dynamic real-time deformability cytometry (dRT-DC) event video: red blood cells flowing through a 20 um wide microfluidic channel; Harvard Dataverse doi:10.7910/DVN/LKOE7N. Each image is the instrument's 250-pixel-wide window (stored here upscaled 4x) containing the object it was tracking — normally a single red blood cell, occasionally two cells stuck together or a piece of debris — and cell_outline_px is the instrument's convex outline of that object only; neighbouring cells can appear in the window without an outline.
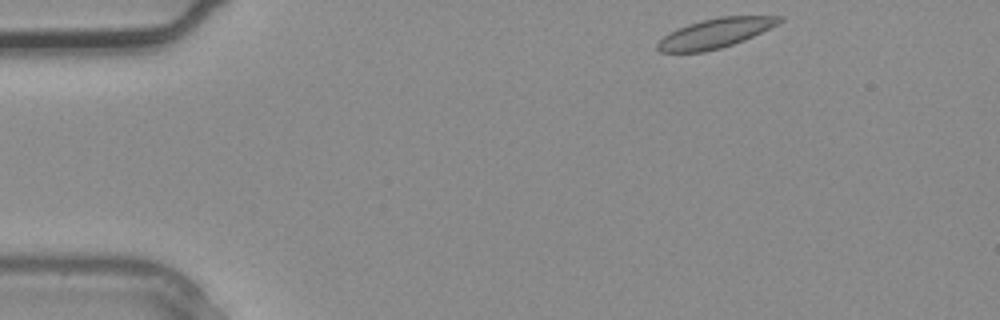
{"species": "common noctule bat (a hibernating species)", "species_latin": "Nyctalus noctula", "temperature_condition": "warm", "stored_images_in_passage": 2, "camera_frame_rate_fps": 3000, "um_per_image_px": 0.085, "animal": {"sex": "male", "body_mass_g": 20.4}, "frame": {"image": 1, "passage_image": 1, "time_ms": 0.0, "image_size_px": [1000, 320], "cell_outline_px": [[784, 20], [744, 40], [720, 48], [704, 52], [660, 52], [656, 48], [656, 44], [668, 32], [688, 24], [700, 20], [720, 16], [784, 16]], "centroid_in_image_um": [60.75, 2.82], "position_along_channel_um": 24.2, "area_um2": 20.81}}